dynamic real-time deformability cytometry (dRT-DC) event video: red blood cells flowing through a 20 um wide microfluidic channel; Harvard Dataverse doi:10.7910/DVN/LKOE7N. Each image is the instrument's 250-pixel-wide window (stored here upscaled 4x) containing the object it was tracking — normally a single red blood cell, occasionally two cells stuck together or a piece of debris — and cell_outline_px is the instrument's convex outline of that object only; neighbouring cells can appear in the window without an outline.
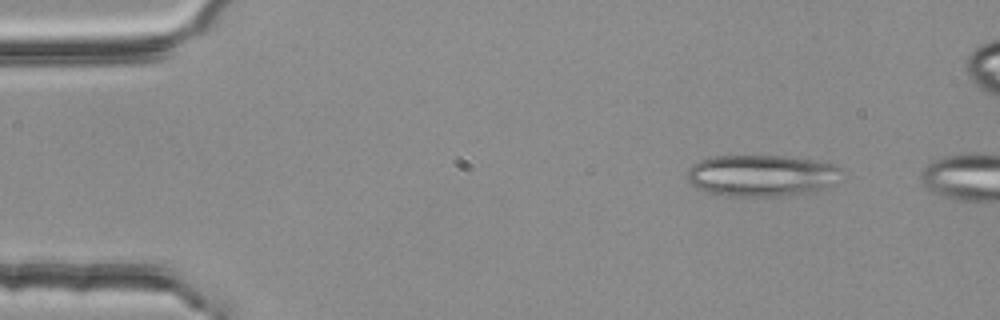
{"species": "common noctule bat (a hibernating species)", "species_latin": "Nyctalus noctula", "temperature_condition": "room temperature", "stored_images_in_passage": 2, "camera_frame_rate_fps": 3000, "um_per_image_px": 0.085, "animal": {"sex": "female", "body_mass_g": 25.1}, "frame": {"image": 1, "passage_image": 1, "time_ms": 0.0, "image_size_px": [1000, 320], "cell_outline_px": [[840, 168], [832, 184], [824, 188], [808, 192], [780, 196], [724, 196], [708, 192], [692, 184], [684, 176], [688, 168], [692, 164], [700, 160], [716, 156], [784, 156], [812, 160], [832, 164]], "centroid_in_image_um": [64.63, 14.92], "position_along_channel_um": 20.4, "area_um2": 36.99}}